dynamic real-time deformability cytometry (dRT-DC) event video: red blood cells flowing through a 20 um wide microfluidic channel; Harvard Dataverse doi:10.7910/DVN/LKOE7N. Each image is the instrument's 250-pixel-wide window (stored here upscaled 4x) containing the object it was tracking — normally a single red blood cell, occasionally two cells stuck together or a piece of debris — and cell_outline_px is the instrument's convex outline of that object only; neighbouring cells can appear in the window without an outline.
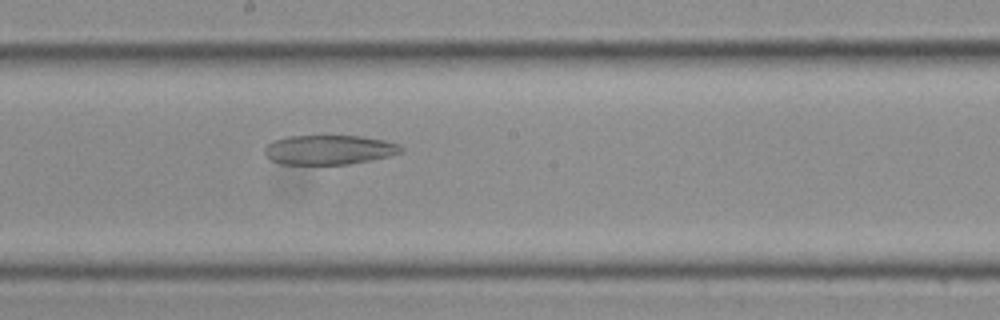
{"species": "Egyptian fruit bat (a non-hibernating species)", "species_latin": "Rousettus aegyptiacus", "temperature_condition": "cold", "stored_images_in_passage": 15, "camera_frame_rate_fps": 3000, "um_per_image_px": 0.085, "frame": {"image": 1, "passage_image": 15, "time_ms": 4.667, "image_size_px": [1000, 320], "cell_outline_px": [[404, 152], [372, 160], [348, 164], [280, 164], [272, 160], [264, 152], [264, 148], [272, 140], [284, 136], [360, 136], [384, 140], [400, 144], [404, 148]], "centroid_in_image_um": [27.99, 12.72], "position_along_channel_um": 220.2, "area_um2": 23.58}}